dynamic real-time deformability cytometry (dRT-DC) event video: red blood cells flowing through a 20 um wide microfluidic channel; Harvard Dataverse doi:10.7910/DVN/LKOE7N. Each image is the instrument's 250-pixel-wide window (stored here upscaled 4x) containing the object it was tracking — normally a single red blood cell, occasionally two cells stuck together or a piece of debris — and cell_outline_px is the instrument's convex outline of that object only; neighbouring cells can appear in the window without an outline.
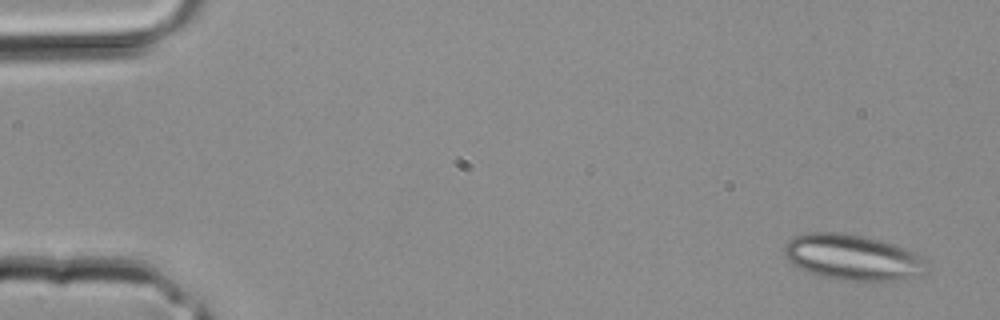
{"species": "common noctule bat (a hibernating species)", "species_latin": "Nyctalus noctula", "temperature_condition": "room temperature", "stored_images_in_passage": 3, "camera_frame_rate_fps": 3000, "um_per_image_px": 0.085, "animal": {"sex": "male", "body_mass_g": 20.4}, "frame": {"image": 1, "passage_image": 1, "time_ms": 0.0, "image_size_px": [1000, 320], "cell_outline_px": [[928, 272], [924, 276], [892, 280], [840, 280], [820, 276], [800, 268], [792, 264], [788, 260], [784, 252], [784, 244], [792, 236], [808, 232], [844, 232], [864, 236], [896, 244], [916, 252], [924, 256]], "centroid_in_image_um": [72.51, 21.86], "position_along_channel_um": 12.5, "area_um2": 38.49}}